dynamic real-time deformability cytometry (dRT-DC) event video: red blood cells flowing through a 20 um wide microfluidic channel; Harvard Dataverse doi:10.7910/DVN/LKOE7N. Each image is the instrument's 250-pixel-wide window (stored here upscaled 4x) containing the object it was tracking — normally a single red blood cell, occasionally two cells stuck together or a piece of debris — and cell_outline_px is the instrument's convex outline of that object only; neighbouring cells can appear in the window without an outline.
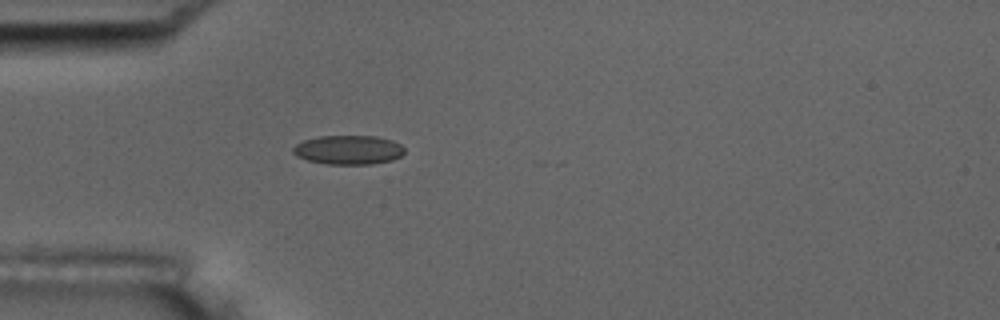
{"species": "common noctule bat (a hibernating species)", "species_latin": "Nyctalus noctula", "temperature_condition": "room temperature", "stored_images_in_passage": 6, "camera_frame_rate_fps": 3000, "um_per_image_px": 0.085, "animal": {"sex": "male", "body_mass_g": 17.5, "forearm_length_mm": 52.3}, "frame": {"image": 1, "passage_image": 1, "time_ms": 0.0, "image_size_px": [1000, 320], "cell_outline_px": [[404, 152], [400, 156], [392, 160], [372, 164], [328, 164], [308, 160], [296, 156], [292, 152], [292, 148], [296, 144], [304, 140], [320, 136], [376, 136], [392, 140], [400, 144], [404, 148]], "centroid_in_image_um": [29.61, 12.73], "position_along_channel_um": 55.4, "area_um2": 18.9}}